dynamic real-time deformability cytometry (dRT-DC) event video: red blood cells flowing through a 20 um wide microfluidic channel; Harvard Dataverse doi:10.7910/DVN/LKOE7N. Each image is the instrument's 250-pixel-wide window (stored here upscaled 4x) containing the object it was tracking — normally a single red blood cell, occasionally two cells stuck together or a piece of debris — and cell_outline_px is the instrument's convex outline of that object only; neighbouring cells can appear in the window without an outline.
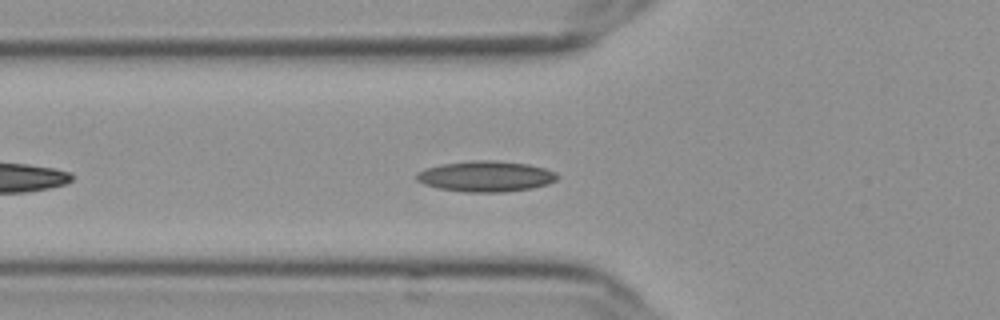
{"species": "Egyptian fruit bat (a non-hibernating species)", "species_latin": "Rousettus aegyptiacus", "temperature_condition": "cold", "stored_images_in_passage": 31, "camera_frame_rate_fps": 3000, "um_per_image_px": 0.085, "frame": {"image": 1, "passage_image": 7, "time_ms": 2.0, "image_size_px": [1000, 320], "cell_outline_px": [[560, 176], [556, 180], [548, 184], [532, 188], [504, 192], [464, 192], [440, 188], [424, 184], [416, 180], [416, 172], [424, 168], [440, 164], [472, 160], [496, 160], [528, 164], [544, 168], [556, 172]], "centroid_in_image_um": [41.29, 14.98], "position_along_channel_um": 84.5, "area_um2": 25.43}}
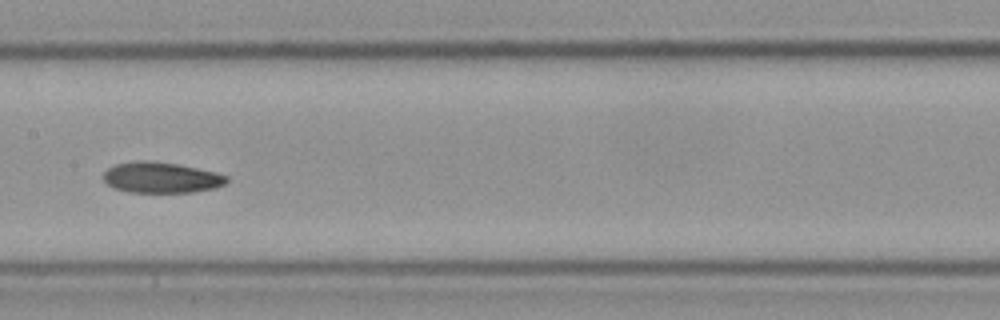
{"frame": {"image": 2, "passage_image": 16, "time_ms": 5.0, "image_size_px": [1000, 320], "cell_outline_px": [[228, 180], [224, 184], [216, 188], [192, 192], [128, 192], [112, 188], [104, 180], [104, 172], [108, 168], [116, 164], [136, 160], [148, 160], [180, 164], [216, 172], [228, 176]], "centroid_in_image_um": [13.7, 15.08], "position_along_channel_um": 193.7, "area_um2": 22.31}}
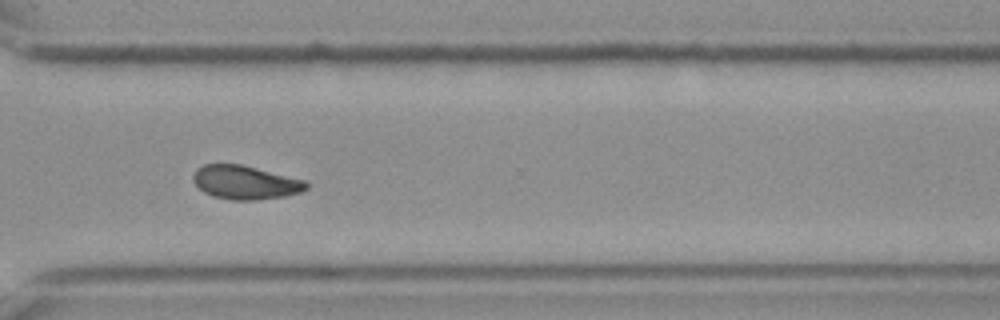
{"frame": {"image": 3, "passage_image": 29, "time_ms": 9.333, "image_size_px": [1000, 320], "cell_outline_px": [[308, 188], [300, 192], [284, 196], [252, 200], [232, 200], [212, 196], [204, 192], [192, 180], [192, 176], [196, 168], [204, 164], [240, 164], [308, 180]], "centroid_in_image_um": [20.85, 15.49], "position_along_channel_um": 349.7, "area_um2": 22.31}, "authors_computed_cell_mechanics": {"area_um2": 22.542, "velocity_mm_per_s": 3.6121, "shape_relaxation_time_tau1_ms": null, "shape_relaxation_time_tau2_ms": 5.997, "deformation_change_tau1": null, "deformation_change_tau2": 0.1076}}